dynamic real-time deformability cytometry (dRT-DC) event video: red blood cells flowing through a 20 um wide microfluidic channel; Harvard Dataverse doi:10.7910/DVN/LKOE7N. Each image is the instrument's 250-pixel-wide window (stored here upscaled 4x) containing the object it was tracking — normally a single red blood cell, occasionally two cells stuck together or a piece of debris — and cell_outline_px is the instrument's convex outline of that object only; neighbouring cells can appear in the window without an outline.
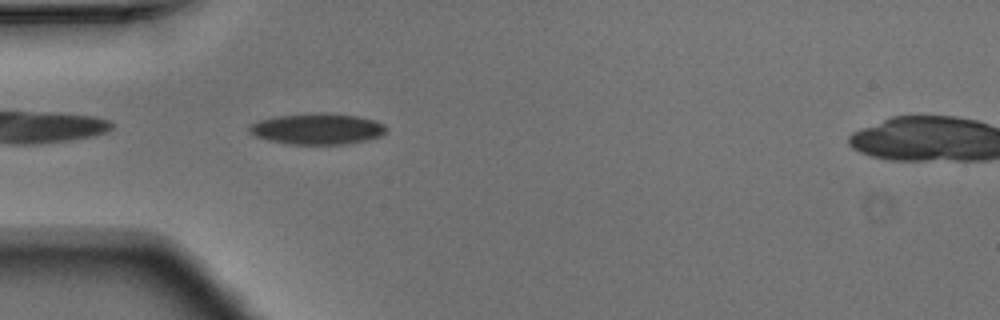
{"species": "Egyptian fruit bat (a non-hibernating species)", "species_latin": "Rousettus aegyptiacus", "temperature_condition": "warm", "stored_images_in_passage": 4, "camera_frame_rate_fps": 3000, "um_per_image_px": 0.085, "animal": {"sex": "male"}, "frame": {"image": 1, "passage_image": 3, "time_ms": 0.667, "image_size_px": [1000, 320], "cell_outline_px": [[388, 128], [380, 136], [364, 140], [344, 144], [288, 144], [268, 140], [256, 136], [248, 132], [248, 128], [252, 124], [260, 120], [276, 116], [320, 112], [328, 112], [356, 116], [376, 120], [384, 124]], "centroid_in_image_um": [26.97, 10.94], "position_along_channel_um": 58.0, "area_um2": 24.74}}